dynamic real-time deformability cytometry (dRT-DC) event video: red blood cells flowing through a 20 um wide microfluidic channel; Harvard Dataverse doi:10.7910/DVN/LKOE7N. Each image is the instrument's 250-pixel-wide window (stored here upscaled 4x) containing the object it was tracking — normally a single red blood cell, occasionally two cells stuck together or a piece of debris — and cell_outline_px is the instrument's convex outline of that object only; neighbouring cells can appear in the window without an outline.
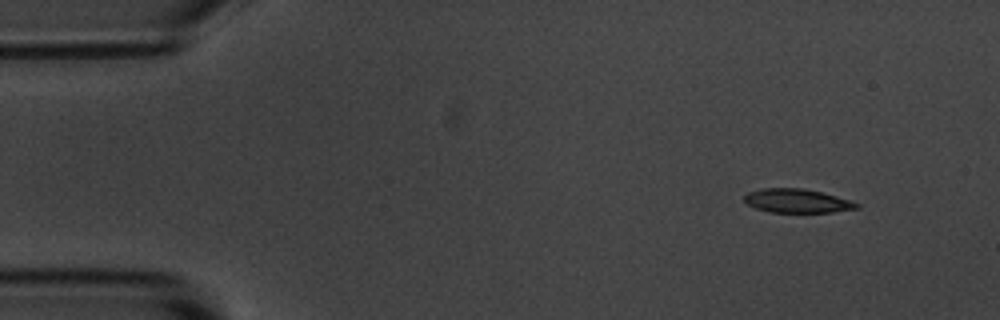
{"species": "common noctule bat (a hibernating species)", "species_latin": "Nyctalus noctula", "temperature_condition": "room temperature", "stored_images_in_passage": 5, "camera_frame_rate_fps": 3000, "um_per_image_px": 0.085, "animal": {"sex": "male", "body_mass_g": 20.1, "forearm_length_mm": 53.5}, "frame": {"image": 1, "passage_image": 1, "time_ms": 0.0, "image_size_px": [1000, 320], "cell_outline_px": [[860, 208], [832, 212], [768, 212], [756, 208], [748, 204], [744, 200], [744, 196], [748, 192], [764, 188], [804, 188], [852, 200], [860, 204]], "centroid_in_image_um": [67.78, 17.07], "position_along_channel_um": 17.2, "area_um2": 15.61}}
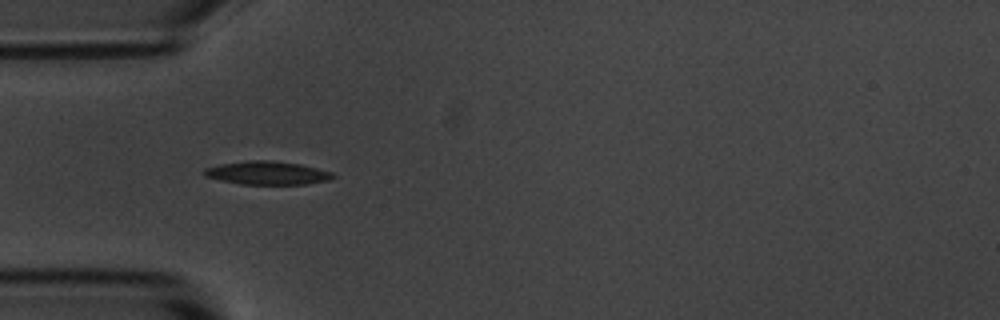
{"frame": {"image": 2, "passage_image": 4, "time_ms": 3.667, "image_size_px": [1000, 320], "cell_outline_px": [[336, 176], [328, 180], [304, 184], [240, 184], [220, 180], [204, 176], [204, 168], [220, 164], [248, 160], [272, 160], [300, 164], [332, 172]], "centroid_in_image_um": [22.69, 14.69], "position_along_channel_um": 62.3, "area_um2": 17.46}}